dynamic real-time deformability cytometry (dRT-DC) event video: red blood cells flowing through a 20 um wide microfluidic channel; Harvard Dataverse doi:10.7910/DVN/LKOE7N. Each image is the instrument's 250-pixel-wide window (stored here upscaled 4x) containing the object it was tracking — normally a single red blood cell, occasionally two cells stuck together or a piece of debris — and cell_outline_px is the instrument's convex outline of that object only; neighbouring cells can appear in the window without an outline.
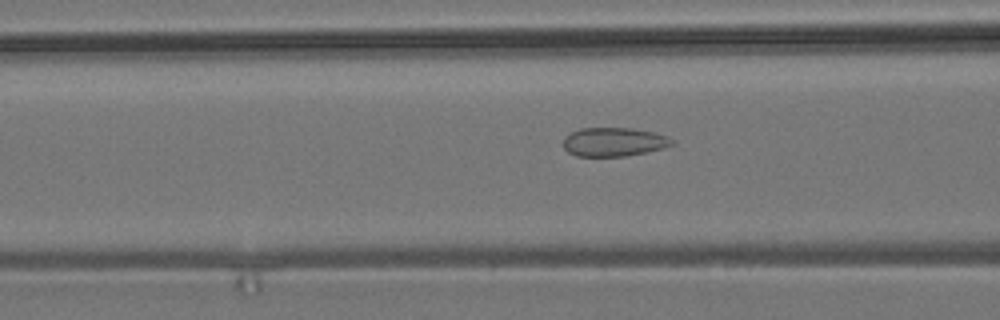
{"species": "common noctule bat (a hibernating species)", "species_latin": "Nyctalus noctula", "temperature_condition": "room temperature", "stored_images_in_passage": 54, "camera_frame_rate_fps": 3000, "um_per_image_px": 0.085, "animal": {"sex": "male", "body_mass_g": 19.2, "forearm_length_mm": 51.8}, "frame": {"image": 1, "passage_image": 21, "time_ms": 6.667, "image_size_px": [1000, 320], "cell_outline_px": [[676, 144], [664, 148], [624, 156], [576, 156], [568, 152], [564, 148], [564, 136], [580, 128], [632, 128], [656, 132], [668, 136], [676, 140]], "centroid_in_image_um": [52.23, 12.05], "position_along_channel_um": 114.4, "area_um2": 18.44}}
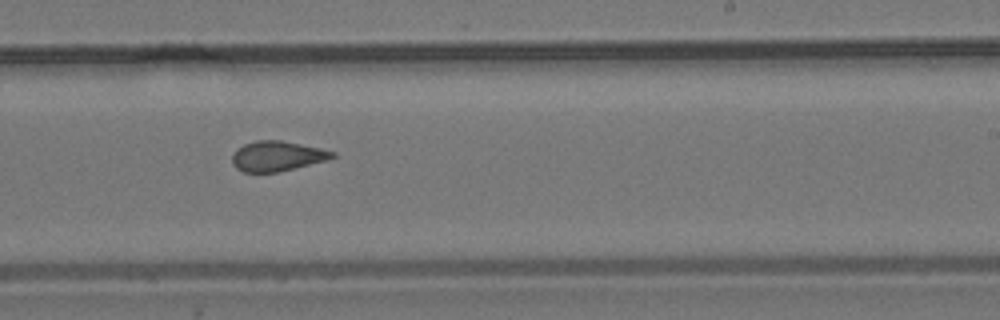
{"frame": {"image": 2, "passage_image": 33, "time_ms": 10.667, "image_size_px": [1000, 320], "cell_outline_px": [[336, 156], [328, 160], [276, 172], [244, 172], [236, 168], [232, 164], [232, 156], [236, 148], [244, 144], [256, 140], [280, 140], [320, 148], [336, 152]], "centroid_in_image_um": [23.54, 13.26], "position_along_channel_um": 265.5, "area_um2": 17.51}}
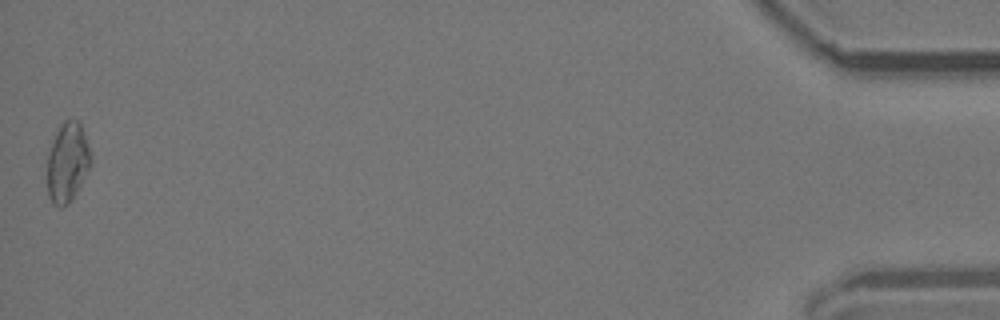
{"frame": {"image": 3, "passage_image": 54, "time_ms": 17.667, "image_size_px": [1000, 320], "cell_outline_px": [[92, 164], [76, 192], [68, 204], [60, 208], [52, 204], [48, 196], [48, 152], [52, 140], [60, 124], [64, 120], [80, 120], [92, 156]], "centroid_in_image_um": [5.74, 13.79], "position_along_channel_um": 429.5, "area_um2": 20.4}, "authors_computed_cell_mechanics": {"area_um2": 18.6694, "velocity_mm_per_s": 3.7795, "shape_relaxation_time_tau1_ms": null, "shape_relaxation_time_tau2_ms": 1.4272, "deformation_change_tau1": null, "deformation_change_tau2": 0.0889}}